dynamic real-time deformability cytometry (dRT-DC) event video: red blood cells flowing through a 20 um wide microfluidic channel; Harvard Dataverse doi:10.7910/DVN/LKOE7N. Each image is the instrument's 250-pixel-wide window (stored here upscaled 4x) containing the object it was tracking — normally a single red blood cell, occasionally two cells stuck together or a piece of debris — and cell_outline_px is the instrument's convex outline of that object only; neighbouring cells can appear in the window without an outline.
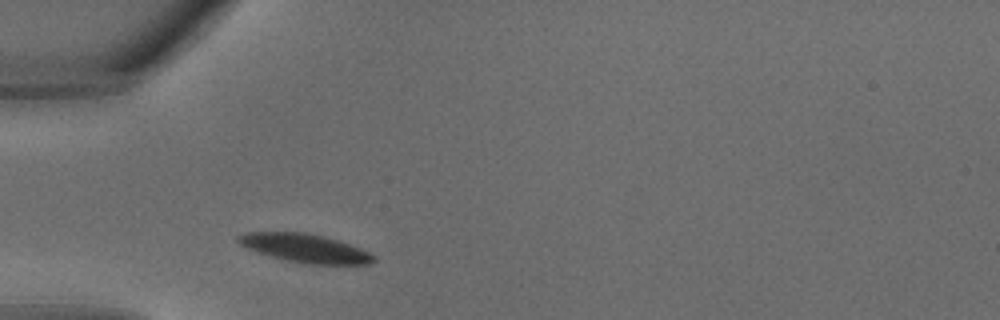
{"species": "common noctule bat (a hibernating species)", "species_latin": "Nyctalus noctula", "temperature_condition": "warm", "stored_images_in_passage": 24, "camera_frame_rate_fps": 3000, "um_per_image_px": 0.085, "animal": {"sex": "male", "body_mass_g": 18.8}, "frame": {"image": 1, "passage_image": 1, "time_ms": 0.0, "image_size_px": [1000, 320], "cell_outline_px": [[376, 260], [368, 264], [308, 264], [288, 260], [256, 252], [240, 244], [236, 240], [236, 236], [244, 232], [308, 232], [340, 240], [360, 248], [376, 256]], "centroid_in_image_um": [25.93, 21.08], "position_along_channel_um": 59.1, "area_um2": 22.54}}
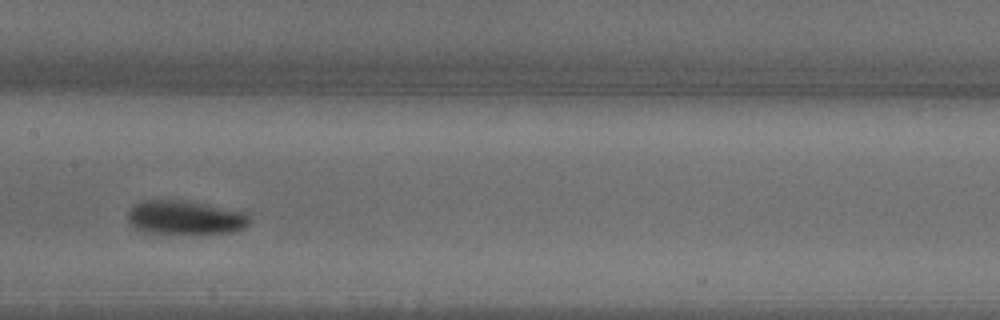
{"frame": {"image": 2, "passage_image": 8, "time_ms": 2.333, "image_size_px": [1000, 320], "cell_outline_px": [[252, 220], [244, 228], [232, 232], [140, 232], [128, 220], [128, 212], [132, 204], [140, 200], [180, 200], [204, 204], [248, 212]], "centroid_in_image_um": [15.74, 18.46], "position_along_channel_um": 191.7, "area_um2": 23.81}}
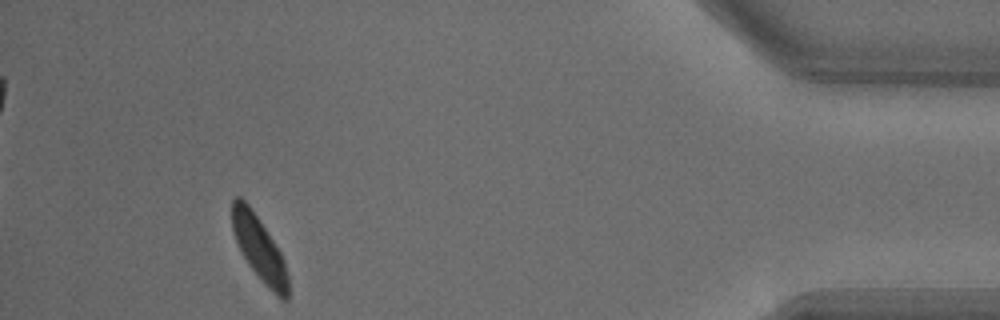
{"frame": {"image": 3, "passage_image": 22, "time_ms": 7.0, "image_size_px": [1000, 320], "cell_outline_px": [[288, 300], [280, 300], [264, 284], [248, 264], [236, 240], [232, 228], [232, 200], [236, 196], [240, 196], [248, 204], [280, 252], [284, 260], [288, 276]], "centroid_in_image_um": [22.04, 21.17], "position_along_channel_um": 413.2, "area_um2": 20.58}}